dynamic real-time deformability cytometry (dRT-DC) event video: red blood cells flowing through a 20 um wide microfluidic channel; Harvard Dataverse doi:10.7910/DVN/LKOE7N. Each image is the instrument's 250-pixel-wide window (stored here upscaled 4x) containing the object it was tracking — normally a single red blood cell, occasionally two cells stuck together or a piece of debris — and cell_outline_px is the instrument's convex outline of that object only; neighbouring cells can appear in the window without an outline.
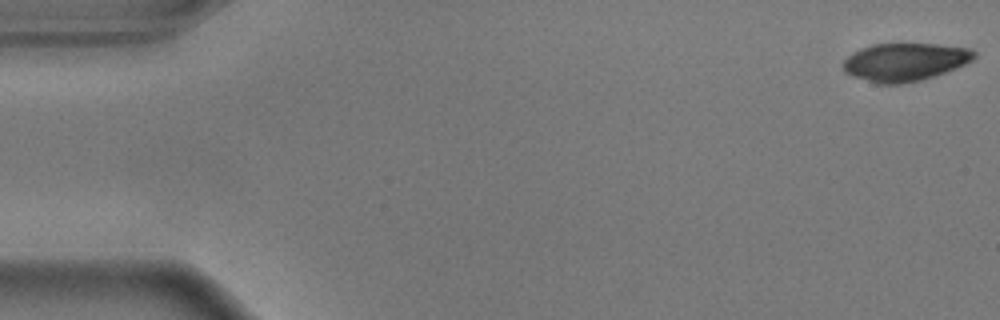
{"species": "common noctule bat (a hibernating species)", "species_latin": "Nyctalus noctula", "temperature_condition": "warm", "stored_images_in_passage": 10, "camera_frame_rate_fps": 3000, "um_per_image_px": 0.085, "animal": {"sex": "male", "body_mass_g": 17.9}, "frame": {"image": 1, "passage_image": 1, "time_ms": 0.0, "image_size_px": [1000, 320], "cell_outline_px": [[976, 56], [972, 60], [956, 68], [920, 80], [900, 84], [876, 84], [852, 76], [844, 72], [844, 60], [852, 52], [860, 48], [872, 44], [936, 44], [972, 48], [976, 52]], "centroid_in_image_um": [76.9, 5.26], "position_along_channel_um": 8.1, "area_um2": 29.02}}